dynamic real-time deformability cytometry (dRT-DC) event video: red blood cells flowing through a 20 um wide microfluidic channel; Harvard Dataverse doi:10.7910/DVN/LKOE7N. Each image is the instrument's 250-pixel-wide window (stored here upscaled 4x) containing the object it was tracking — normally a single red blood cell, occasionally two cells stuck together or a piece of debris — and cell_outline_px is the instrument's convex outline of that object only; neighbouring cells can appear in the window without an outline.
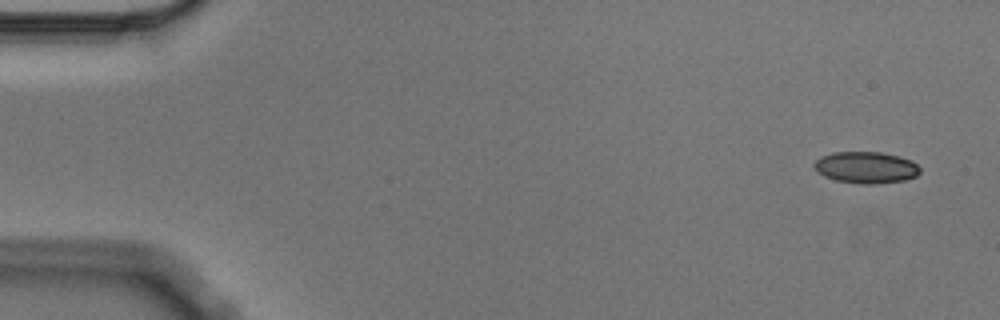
{"species": "Egyptian fruit bat (a non-hibernating species)", "species_latin": "Rousettus aegyptiacus", "temperature_condition": "cold", "stored_images_in_passage": 4, "camera_frame_rate_fps": 3000, "um_per_image_px": 0.085, "animal": {"sex": "male"}, "frame": {"image": 1, "passage_image": 1, "time_ms": 0.0, "image_size_px": [1000, 320], "cell_outline_px": [[920, 172], [916, 176], [904, 180], [876, 184], [864, 184], [836, 180], [824, 176], [816, 172], [812, 164], [820, 156], [832, 152], [880, 152], [900, 156], [912, 160], [920, 168]], "centroid_in_image_um": [73.59, 14.23], "position_along_channel_um": 11.4, "area_um2": 19.65}}
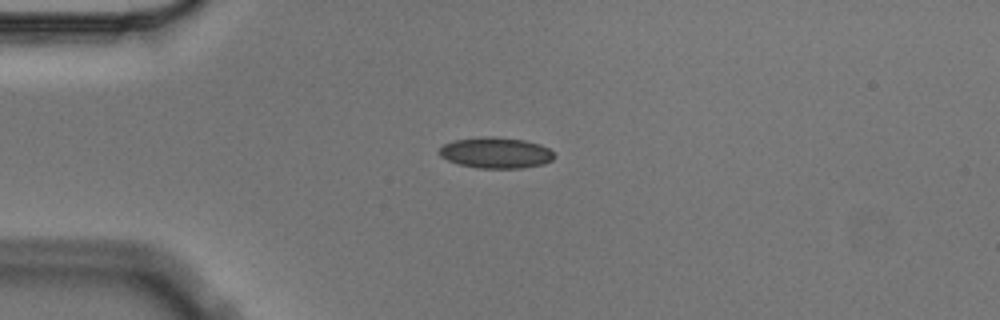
{"frame": {"image": 2, "passage_image": 4, "time_ms": 1.0, "image_size_px": [1000, 320], "cell_outline_px": [[556, 156], [552, 160], [544, 164], [524, 168], [480, 168], [460, 164], [448, 160], [440, 156], [440, 148], [444, 144], [452, 140], [484, 136], [492, 136], [524, 140], [540, 144], [548, 148]], "centroid_in_image_um": [42.17, 12.98], "position_along_channel_um": 42.8, "area_um2": 20.75}}